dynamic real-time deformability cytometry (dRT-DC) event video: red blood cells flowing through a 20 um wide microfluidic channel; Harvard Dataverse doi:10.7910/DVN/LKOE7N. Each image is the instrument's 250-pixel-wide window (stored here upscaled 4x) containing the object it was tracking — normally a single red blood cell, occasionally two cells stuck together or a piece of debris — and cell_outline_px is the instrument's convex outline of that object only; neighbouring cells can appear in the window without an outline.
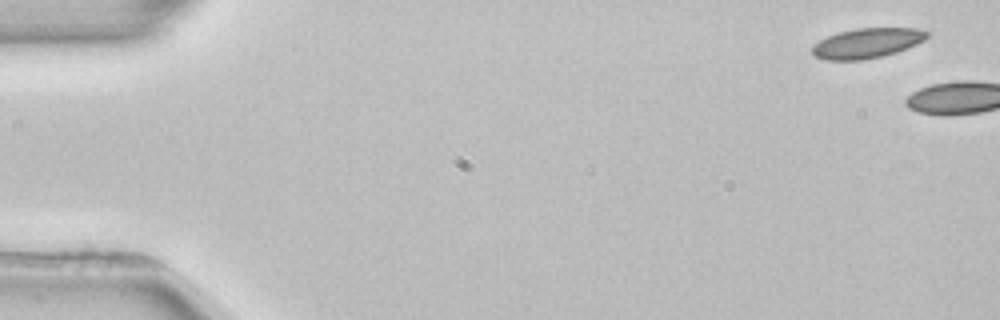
{"species": "common noctule bat (a hibernating species)", "species_latin": "Nyctalus noctula", "temperature_condition": "room temperature", "stored_images_in_passage": 5, "camera_frame_rate_fps": 3000, "um_per_image_px": 0.085, "animal": {"sex": "female", "body_mass_g": 22.7, "forearm_length_mm": 54.2}, "frame": {"image": 1, "passage_image": 1, "time_ms": 0.0, "image_size_px": [1000, 320], "cell_outline_px": [[928, 36], [924, 40], [916, 44], [896, 52], [880, 56], [860, 60], [824, 60], [816, 56], [812, 52], [812, 48], [820, 40], [836, 32], [856, 28], [916, 28], [928, 32]], "centroid_in_image_um": [73.69, 3.66], "position_along_channel_um": 11.3, "area_um2": 19.83}}